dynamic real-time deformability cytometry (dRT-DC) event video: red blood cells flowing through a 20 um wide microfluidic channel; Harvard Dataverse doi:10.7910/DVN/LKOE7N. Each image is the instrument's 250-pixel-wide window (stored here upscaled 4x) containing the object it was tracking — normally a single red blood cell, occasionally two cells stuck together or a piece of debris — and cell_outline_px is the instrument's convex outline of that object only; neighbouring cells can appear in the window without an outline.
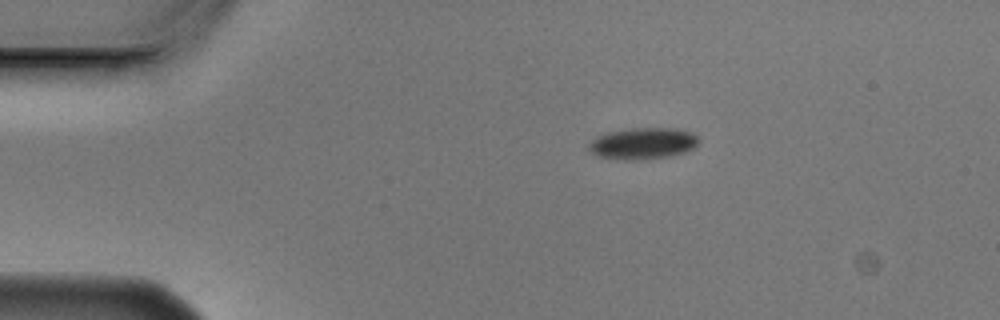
{"species": "Egyptian fruit bat (a non-hibernating species)", "species_latin": "Rousettus aegyptiacus", "temperature_condition": "cold", "stored_images_in_passage": 2, "camera_frame_rate_fps": 3000, "um_per_image_px": 0.085, "animal": {"sex": "male"}, "frame": {"image": 1, "passage_image": 1, "time_ms": 0.0, "image_size_px": [1000, 320], "cell_outline_px": [[700, 140], [692, 148], [684, 152], [664, 156], [632, 160], [624, 160], [600, 156], [592, 152], [588, 148], [588, 144], [596, 136], [608, 132], [632, 128], [676, 128], [692, 132]], "centroid_in_image_um": [54.63, 12.17], "position_along_channel_um": 30.4, "area_um2": 19.83}}